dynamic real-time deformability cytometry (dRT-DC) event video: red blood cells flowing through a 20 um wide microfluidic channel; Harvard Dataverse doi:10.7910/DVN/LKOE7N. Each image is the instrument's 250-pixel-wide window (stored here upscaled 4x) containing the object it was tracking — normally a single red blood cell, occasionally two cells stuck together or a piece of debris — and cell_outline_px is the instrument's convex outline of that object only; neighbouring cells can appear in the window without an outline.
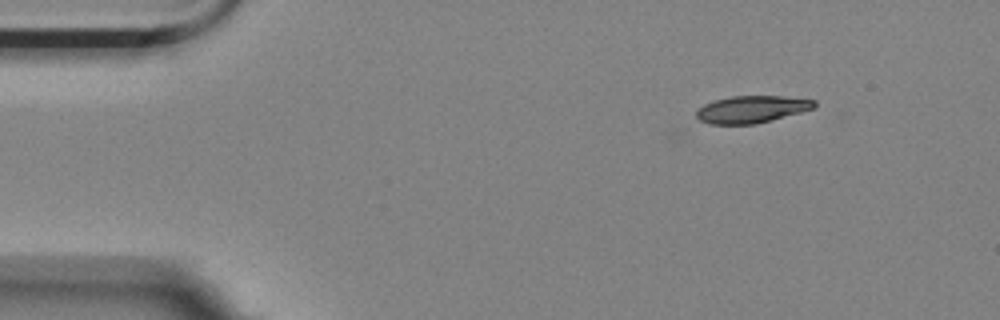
{"species": "Egyptian fruit bat (a non-hibernating species)", "species_latin": "Rousettus aegyptiacus", "temperature_condition": "room temperature", "stored_images_in_passage": 3, "segment_of_instrument_passage": [2, 2], "camera_frame_rate_fps": 3000, "um_per_image_px": 0.085, "animal": {"sex": "female"}, "frame": {"image": 1, "passage_image": 3, "time_ms": 0.667, "image_size_px": [1000, 320], "cell_outline_px": [[816, 108], [756, 124], [712, 124], [700, 120], [696, 116], [696, 108], [704, 104], [716, 100], [732, 96], [780, 96], [816, 100]], "centroid_in_image_um": [63.9, 9.29], "position_along_channel_um": 21.1, "area_um2": 18.61}}